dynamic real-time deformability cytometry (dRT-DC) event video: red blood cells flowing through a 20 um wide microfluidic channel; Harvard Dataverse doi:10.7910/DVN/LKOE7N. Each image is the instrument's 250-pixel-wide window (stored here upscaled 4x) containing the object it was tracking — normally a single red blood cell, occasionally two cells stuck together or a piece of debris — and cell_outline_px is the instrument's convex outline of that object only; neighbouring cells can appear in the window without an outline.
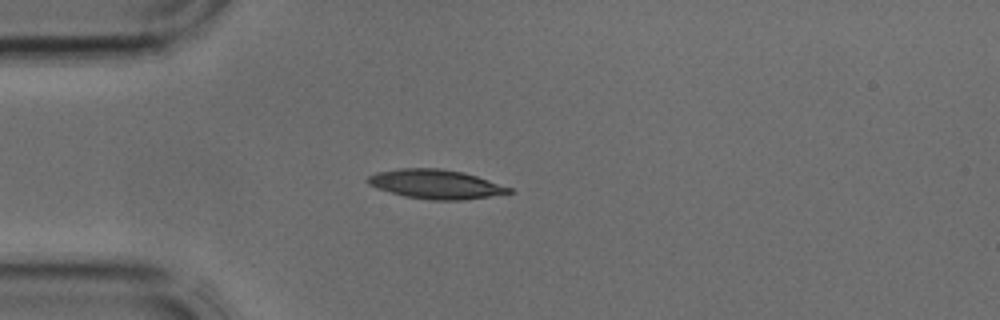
{"species": "common noctule bat (a hibernating species)", "species_latin": "Nyctalus noctula", "temperature_condition": "cold", "stored_images_in_passage": 1, "camera_frame_rate_fps": 3000, "um_per_image_px": 0.085, "animal": {"sex": "male", "body_mass_g": 17.9, "forearm_length_mm": 54.2}, "frame": {"image": 1, "passage_image": 1, "time_ms": 0.0, "image_size_px": [1000, 320], "cell_outline_px": [[516, 192], [464, 200], [428, 200], [404, 196], [368, 184], [364, 180], [368, 176], [376, 172], [400, 168], [440, 168], [464, 172], [512, 188]], "centroid_in_image_um": [37.05, 15.65], "position_along_channel_um": 48.0, "area_um2": 24.04}}